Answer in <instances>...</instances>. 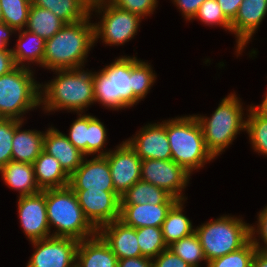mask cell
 Returning a JSON list of instances; mask_svg holds the SVG:
<instances>
[{"mask_svg": "<svg viewBox=\"0 0 267 267\" xmlns=\"http://www.w3.org/2000/svg\"><path fill=\"white\" fill-rule=\"evenodd\" d=\"M199 19L207 26H221L225 31L231 32V22L226 18L216 0H205L198 8L195 16L191 20Z\"/></svg>", "mask_w": 267, "mask_h": 267, "instance_id": "cell-36", "label": "cell"}, {"mask_svg": "<svg viewBox=\"0 0 267 267\" xmlns=\"http://www.w3.org/2000/svg\"><path fill=\"white\" fill-rule=\"evenodd\" d=\"M72 190L115 191L108 160L105 156H93L70 175L69 185Z\"/></svg>", "mask_w": 267, "mask_h": 267, "instance_id": "cell-16", "label": "cell"}, {"mask_svg": "<svg viewBox=\"0 0 267 267\" xmlns=\"http://www.w3.org/2000/svg\"><path fill=\"white\" fill-rule=\"evenodd\" d=\"M73 191L85 217L97 230L120 218L121 196L116 191Z\"/></svg>", "mask_w": 267, "mask_h": 267, "instance_id": "cell-12", "label": "cell"}, {"mask_svg": "<svg viewBox=\"0 0 267 267\" xmlns=\"http://www.w3.org/2000/svg\"><path fill=\"white\" fill-rule=\"evenodd\" d=\"M257 216L258 224L250 225L251 241L258 250L267 252V205ZM260 239L262 243L264 242V247L262 243H260Z\"/></svg>", "mask_w": 267, "mask_h": 267, "instance_id": "cell-41", "label": "cell"}, {"mask_svg": "<svg viewBox=\"0 0 267 267\" xmlns=\"http://www.w3.org/2000/svg\"><path fill=\"white\" fill-rule=\"evenodd\" d=\"M15 33L16 31L13 28L3 22H0V51L11 50V48H8L10 36Z\"/></svg>", "mask_w": 267, "mask_h": 267, "instance_id": "cell-47", "label": "cell"}, {"mask_svg": "<svg viewBox=\"0 0 267 267\" xmlns=\"http://www.w3.org/2000/svg\"><path fill=\"white\" fill-rule=\"evenodd\" d=\"M136 233L141 256L153 259L168 248L161 227L136 228Z\"/></svg>", "mask_w": 267, "mask_h": 267, "instance_id": "cell-34", "label": "cell"}, {"mask_svg": "<svg viewBox=\"0 0 267 267\" xmlns=\"http://www.w3.org/2000/svg\"><path fill=\"white\" fill-rule=\"evenodd\" d=\"M91 16L92 14L82 21L65 24L46 40L42 68L54 71L85 67L89 51L95 46Z\"/></svg>", "mask_w": 267, "mask_h": 267, "instance_id": "cell-2", "label": "cell"}, {"mask_svg": "<svg viewBox=\"0 0 267 267\" xmlns=\"http://www.w3.org/2000/svg\"><path fill=\"white\" fill-rule=\"evenodd\" d=\"M84 2L90 9L98 6L103 0H81Z\"/></svg>", "mask_w": 267, "mask_h": 267, "instance_id": "cell-50", "label": "cell"}, {"mask_svg": "<svg viewBox=\"0 0 267 267\" xmlns=\"http://www.w3.org/2000/svg\"><path fill=\"white\" fill-rule=\"evenodd\" d=\"M174 204H121L120 218L133 228L162 227L169 210Z\"/></svg>", "mask_w": 267, "mask_h": 267, "instance_id": "cell-20", "label": "cell"}, {"mask_svg": "<svg viewBox=\"0 0 267 267\" xmlns=\"http://www.w3.org/2000/svg\"><path fill=\"white\" fill-rule=\"evenodd\" d=\"M131 76V57L122 55L112 63L93 72L95 103L102 104L106 109L124 110L141 101L133 93Z\"/></svg>", "mask_w": 267, "mask_h": 267, "instance_id": "cell-6", "label": "cell"}, {"mask_svg": "<svg viewBox=\"0 0 267 267\" xmlns=\"http://www.w3.org/2000/svg\"><path fill=\"white\" fill-rule=\"evenodd\" d=\"M105 157L110 167L114 189L120 196L141 180L142 159L126 140L117 145L115 150H110Z\"/></svg>", "mask_w": 267, "mask_h": 267, "instance_id": "cell-13", "label": "cell"}, {"mask_svg": "<svg viewBox=\"0 0 267 267\" xmlns=\"http://www.w3.org/2000/svg\"><path fill=\"white\" fill-rule=\"evenodd\" d=\"M2 180L20 196H30L41 192L35 180L33 164L9 161L0 169Z\"/></svg>", "mask_w": 267, "mask_h": 267, "instance_id": "cell-23", "label": "cell"}, {"mask_svg": "<svg viewBox=\"0 0 267 267\" xmlns=\"http://www.w3.org/2000/svg\"><path fill=\"white\" fill-rule=\"evenodd\" d=\"M47 219L51 236L84 240L97 234V229L85 217L75 192L69 187L46 190ZM55 231V232H54Z\"/></svg>", "mask_w": 267, "mask_h": 267, "instance_id": "cell-5", "label": "cell"}, {"mask_svg": "<svg viewBox=\"0 0 267 267\" xmlns=\"http://www.w3.org/2000/svg\"><path fill=\"white\" fill-rule=\"evenodd\" d=\"M117 266L118 258L98 233L79 241L75 267Z\"/></svg>", "mask_w": 267, "mask_h": 267, "instance_id": "cell-21", "label": "cell"}, {"mask_svg": "<svg viewBox=\"0 0 267 267\" xmlns=\"http://www.w3.org/2000/svg\"><path fill=\"white\" fill-rule=\"evenodd\" d=\"M20 226L30 242L51 237L47 219L46 190L20 196L17 202Z\"/></svg>", "mask_w": 267, "mask_h": 267, "instance_id": "cell-14", "label": "cell"}, {"mask_svg": "<svg viewBox=\"0 0 267 267\" xmlns=\"http://www.w3.org/2000/svg\"><path fill=\"white\" fill-rule=\"evenodd\" d=\"M137 132L126 141L142 160H171V149L166 133L165 120L161 123H148Z\"/></svg>", "mask_w": 267, "mask_h": 267, "instance_id": "cell-15", "label": "cell"}, {"mask_svg": "<svg viewBox=\"0 0 267 267\" xmlns=\"http://www.w3.org/2000/svg\"><path fill=\"white\" fill-rule=\"evenodd\" d=\"M33 166L35 180L41 191L69 185L70 176L63 170L59 161L45 151L41 152Z\"/></svg>", "mask_w": 267, "mask_h": 267, "instance_id": "cell-25", "label": "cell"}, {"mask_svg": "<svg viewBox=\"0 0 267 267\" xmlns=\"http://www.w3.org/2000/svg\"><path fill=\"white\" fill-rule=\"evenodd\" d=\"M251 267H267V252L257 249Z\"/></svg>", "mask_w": 267, "mask_h": 267, "instance_id": "cell-48", "label": "cell"}, {"mask_svg": "<svg viewBox=\"0 0 267 267\" xmlns=\"http://www.w3.org/2000/svg\"><path fill=\"white\" fill-rule=\"evenodd\" d=\"M65 23L52 11L31 4L26 30L45 41L53 37Z\"/></svg>", "mask_w": 267, "mask_h": 267, "instance_id": "cell-29", "label": "cell"}, {"mask_svg": "<svg viewBox=\"0 0 267 267\" xmlns=\"http://www.w3.org/2000/svg\"><path fill=\"white\" fill-rule=\"evenodd\" d=\"M43 151L55 157L69 176L82 164L86 157L68 140L66 134L54 127H49L45 131Z\"/></svg>", "mask_w": 267, "mask_h": 267, "instance_id": "cell-19", "label": "cell"}, {"mask_svg": "<svg viewBox=\"0 0 267 267\" xmlns=\"http://www.w3.org/2000/svg\"><path fill=\"white\" fill-rule=\"evenodd\" d=\"M152 265L153 267H191L168 248L152 259Z\"/></svg>", "mask_w": 267, "mask_h": 267, "instance_id": "cell-42", "label": "cell"}, {"mask_svg": "<svg viewBox=\"0 0 267 267\" xmlns=\"http://www.w3.org/2000/svg\"><path fill=\"white\" fill-rule=\"evenodd\" d=\"M31 244L35 250L26 267H75L79 240L51 236Z\"/></svg>", "mask_w": 267, "mask_h": 267, "instance_id": "cell-11", "label": "cell"}, {"mask_svg": "<svg viewBox=\"0 0 267 267\" xmlns=\"http://www.w3.org/2000/svg\"><path fill=\"white\" fill-rule=\"evenodd\" d=\"M79 116V117H78ZM77 119L69 128L68 140L88 156V114L78 113Z\"/></svg>", "mask_w": 267, "mask_h": 267, "instance_id": "cell-38", "label": "cell"}, {"mask_svg": "<svg viewBox=\"0 0 267 267\" xmlns=\"http://www.w3.org/2000/svg\"><path fill=\"white\" fill-rule=\"evenodd\" d=\"M209 261L237 251L251 240L250 224L243 218L222 215L195 228Z\"/></svg>", "mask_w": 267, "mask_h": 267, "instance_id": "cell-8", "label": "cell"}, {"mask_svg": "<svg viewBox=\"0 0 267 267\" xmlns=\"http://www.w3.org/2000/svg\"><path fill=\"white\" fill-rule=\"evenodd\" d=\"M92 12L102 15L99 17L100 22L94 23L95 43L100 38L102 43L109 46L124 45L133 39L144 19L138 14L116 7L109 0H103L98 6L90 9V14H93Z\"/></svg>", "mask_w": 267, "mask_h": 267, "instance_id": "cell-9", "label": "cell"}, {"mask_svg": "<svg viewBox=\"0 0 267 267\" xmlns=\"http://www.w3.org/2000/svg\"><path fill=\"white\" fill-rule=\"evenodd\" d=\"M133 83V93L143 100L150 92L151 87L157 78L150 63L131 57V76Z\"/></svg>", "mask_w": 267, "mask_h": 267, "instance_id": "cell-32", "label": "cell"}, {"mask_svg": "<svg viewBox=\"0 0 267 267\" xmlns=\"http://www.w3.org/2000/svg\"><path fill=\"white\" fill-rule=\"evenodd\" d=\"M34 72L16 66L0 76V118L24 121L27 112L40 108V82Z\"/></svg>", "mask_w": 267, "mask_h": 267, "instance_id": "cell-7", "label": "cell"}, {"mask_svg": "<svg viewBox=\"0 0 267 267\" xmlns=\"http://www.w3.org/2000/svg\"><path fill=\"white\" fill-rule=\"evenodd\" d=\"M256 250L250 240L239 250L209 261L207 267H251Z\"/></svg>", "mask_w": 267, "mask_h": 267, "instance_id": "cell-35", "label": "cell"}, {"mask_svg": "<svg viewBox=\"0 0 267 267\" xmlns=\"http://www.w3.org/2000/svg\"><path fill=\"white\" fill-rule=\"evenodd\" d=\"M31 4L52 11L65 24L82 21L90 8L81 0H31Z\"/></svg>", "mask_w": 267, "mask_h": 267, "instance_id": "cell-28", "label": "cell"}, {"mask_svg": "<svg viewBox=\"0 0 267 267\" xmlns=\"http://www.w3.org/2000/svg\"><path fill=\"white\" fill-rule=\"evenodd\" d=\"M247 110L246 133L249 135L252 149L267 157V118L262 116L252 105Z\"/></svg>", "mask_w": 267, "mask_h": 267, "instance_id": "cell-30", "label": "cell"}, {"mask_svg": "<svg viewBox=\"0 0 267 267\" xmlns=\"http://www.w3.org/2000/svg\"><path fill=\"white\" fill-rule=\"evenodd\" d=\"M23 122L19 120L15 122L12 140V161L33 164L43 151L45 133L35 129L21 130Z\"/></svg>", "mask_w": 267, "mask_h": 267, "instance_id": "cell-22", "label": "cell"}, {"mask_svg": "<svg viewBox=\"0 0 267 267\" xmlns=\"http://www.w3.org/2000/svg\"><path fill=\"white\" fill-rule=\"evenodd\" d=\"M121 204H175L178 200L165 190L139 180L121 195Z\"/></svg>", "mask_w": 267, "mask_h": 267, "instance_id": "cell-27", "label": "cell"}, {"mask_svg": "<svg viewBox=\"0 0 267 267\" xmlns=\"http://www.w3.org/2000/svg\"><path fill=\"white\" fill-rule=\"evenodd\" d=\"M0 22H3L1 6H0Z\"/></svg>", "mask_w": 267, "mask_h": 267, "instance_id": "cell-51", "label": "cell"}, {"mask_svg": "<svg viewBox=\"0 0 267 267\" xmlns=\"http://www.w3.org/2000/svg\"><path fill=\"white\" fill-rule=\"evenodd\" d=\"M240 99L231 92L221 100L210 117L195 114L203 130L206 148L215 159L241 131H246L245 109Z\"/></svg>", "mask_w": 267, "mask_h": 267, "instance_id": "cell-4", "label": "cell"}, {"mask_svg": "<svg viewBox=\"0 0 267 267\" xmlns=\"http://www.w3.org/2000/svg\"><path fill=\"white\" fill-rule=\"evenodd\" d=\"M191 174L173 160L145 159L141 161V180L149 182L177 200H186L184 196Z\"/></svg>", "mask_w": 267, "mask_h": 267, "instance_id": "cell-10", "label": "cell"}, {"mask_svg": "<svg viewBox=\"0 0 267 267\" xmlns=\"http://www.w3.org/2000/svg\"><path fill=\"white\" fill-rule=\"evenodd\" d=\"M16 33H18V40L15 48H11L15 65L31 69V65L35 63L42 67L46 41L26 29L16 31Z\"/></svg>", "mask_w": 267, "mask_h": 267, "instance_id": "cell-24", "label": "cell"}, {"mask_svg": "<svg viewBox=\"0 0 267 267\" xmlns=\"http://www.w3.org/2000/svg\"><path fill=\"white\" fill-rule=\"evenodd\" d=\"M165 128L171 160L188 173L193 174L215 159L206 148L203 130L195 114L165 120Z\"/></svg>", "mask_w": 267, "mask_h": 267, "instance_id": "cell-3", "label": "cell"}, {"mask_svg": "<svg viewBox=\"0 0 267 267\" xmlns=\"http://www.w3.org/2000/svg\"><path fill=\"white\" fill-rule=\"evenodd\" d=\"M218 4L220 5L222 12L226 16V18L232 22L237 13L240 4L242 3L243 0H216Z\"/></svg>", "mask_w": 267, "mask_h": 267, "instance_id": "cell-44", "label": "cell"}, {"mask_svg": "<svg viewBox=\"0 0 267 267\" xmlns=\"http://www.w3.org/2000/svg\"><path fill=\"white\" fill-rule=\"evenodd\" d=\"M181 11L184 19L190 21L196 14L198 8L205 0H171Z\"/></svg>", "mask_w": 267, "mask_h": 267, "instance_id": "cell-43", "label": "cell"}, {"mask_svg": "<svg viewBox=\"0 0 267 267\" xmlns=\"http://www.w3.org/2000/svg\"><path fill=\"white\" fill-rule=\"evenodd\" d=\"M107 129L96 117L88 114V155L105 156L111 149L105 150ZM105 150V151H104Z\"/></svg>", "mask_w": 267, "mask_h": 267, "instance_id": "cell-37", "label": "cell"}, {"mask_svg": "<svg viewBox=\"0 0 267 267\" xmlns=\"http://www.w3.org/2000/svg\"><path fill=\"white\" fill-rule=\"evenodd\" d=\"M3 23L15 31L25 29L31 0H0Z\"/></svg>", "mask_w": 267, "mask_h": 267, "instance_id": "cell-33", "label": "cell"}, {"mask_svg": "<svg viewBox=\"0 0 267 267\" xmlns=\"http://www.w3.org/2000/svg\"><path fill=\"white\" fill-rule=\"evenodd\" d=\"M168 249L175 255H178L191 267H201L200 263L202 261L206 262V266H208L200 239L196 232L172 243L168 246Z\"/></svg>", "mask_w": 267, "mask_h": 267, "instance_id": "cell-31", "label": "cell"}, {"mask_svg": "<svg viewBox=\"0 0 267 267\" xmlns=\"http://www.w3.org/2000/svg\"><path fill=\"white\" fill-rule=\"evenodd\" d=\"M267 15V0H243L235 19L231 22V33L236 38V56H239Z\"/></svg>", "mask_w": 267, "mask_h": 267, "instance_id": "cell-17", "label": "cell"}, {"mask_svg": "<svg viewBox=\"0 0 267 267\" xmlns=\"http://www.w3.org/2000/svg\"><path fill=\"white\" fill-rule=\"evenodd\" d=\"M253 107L265 118H267V92L260 105H253Z\"/></svg>", "mask_w": 267, "mask_h": 267, "instance_id": "cell-49", "label": "cell"}, {"mask_svg": "<svg viewBox=\"0 0 267 267\" xmlns=\"http://www.w3.org/2000/svg\"><path fill=\"white\" fill-rule=\"evenodd\" d=\"M185 201L186 200H178L171 207L163 221L161 228L163 239L167 246L195 232L192 221L183 213V204H185Z\"/></svg>", "mask_w": 267, "mask_h": 267, "instance_id": "cell-26", "label": "cell"}, {"mask_svg": "<svg viewBox=\"0 0 267 267\" xmlns=\"http://www.w3.org/2000/svg\"><path fill=\"white\" fill-rule=\"evenodd\" d=\"M116 7L138 14L142 18L151 16L158 7V0H109Z\"/></svg>", "mask_w": 267, "mask_h": 267, "instance_id": "cell-40", "label": "cell"}, {"mask_svg": "<svg viewBox=\"0 0 267 267\" xmlns=\"http://www.w3.org/2000/svg\"><path fill=\"white\" fill-rule=\"evenodd\" d=\"M57 76L40 83V106L46 113L67 110L85 113L95 103L93 72L83 68L54 70Z\"/></svg>", "mask_w": 267, "mask_h": 267, "instance_id": "cell-1", "label": "cell"}, {"mask_svg": "<svg viewBox=\"0 0 267 267\" xmlns=\"http://www.w3.org/2000/svg\"><path fill=\"white\" fill-rule=\"evenodd\" d=\"M16 119L0 118V169L12 161V140Z\"/></svg>", "mask_w": 267, "mask_h": 267, "instance_id": "cell-39", "label": "cell"}, {"mask_svg": "<svg viewBox=\"0 0 267 267\" xmlns=\"http://www.w3.org/2000/svg\"><path fill=\"white\" fill-rule=\"evenodd\" d=\"M16 67L12 50L0 51V76L9 73Z\"/></svg>", "mask_w": 267, "mask_h": 267, "instance_id": "cell-46", "label": "cell"}, {"mask_svg": "<svg viewBox=\"0 0 267 267\" xmlns=\"http://www.w3.org/2000/svg\"><path fill=\"white\" fill-rule=\"evenodd\" d=\"M117 267H153L152 259L144 256L118 259Z\"/></svg>", "mask_w": 267, "mask_h": 267, "instance_id": "cell-45", "label": "cell"}, {"mask_svg": "<svg viewBox=\"0 0 267 267\" xmlns=\"http://www.w3.org/2000/svg\"><path fill=\"white\" fill-rule=\"evenodd\" d=\"M97 233L118 259L141 256L136 229L125 225L119 219L101 226Z\"/></svg>", "mask_w": 267, "mask_h": 267, "instance_id": "cell-18", "label": "cell"}]
</instances>
